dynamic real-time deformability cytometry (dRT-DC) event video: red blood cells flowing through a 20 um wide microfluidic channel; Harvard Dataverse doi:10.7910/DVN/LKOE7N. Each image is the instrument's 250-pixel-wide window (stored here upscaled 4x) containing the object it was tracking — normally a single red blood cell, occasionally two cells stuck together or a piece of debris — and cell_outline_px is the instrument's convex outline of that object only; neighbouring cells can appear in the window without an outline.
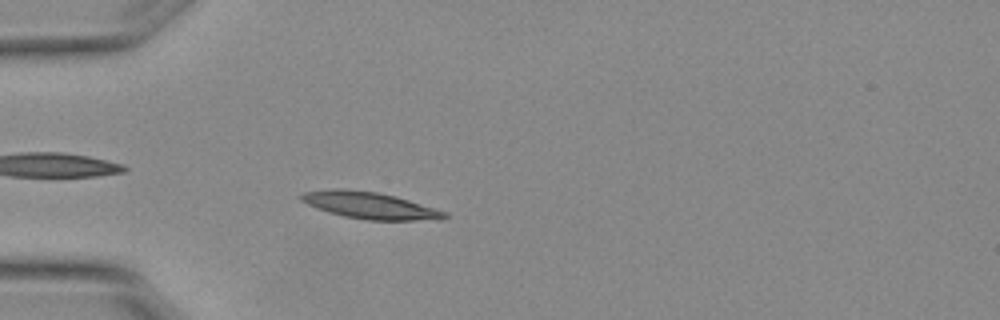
{"species": "Egyptian fruit bat (a non-hibernating species)", "species_latin": "Rousettus aegyptiacus", "temperature_condition": "warm", "stored_images_in_passage": 5, "camera_frame_rate_fps": 3000, "um_per_image_px": 0.085, "animal": {"sex": "female"}, "frame": {"image": 1, "passage_image": 5, "time_ms": 1.333, "image_size_px": [1000, 320], "cell_outline_px": [[448, 216], [444, 220], [368, 220], [344, 216], [328, 212], [316, 208], [300, 200], [300, 196], [304, 192], [332, 188], [344, 188], [376, 192], [396, 196], [444, 212]], "centroid_in_image_um": [31.4, 17.46], "position_along_channel_um": 53.6, "area_um2": 22.2}}